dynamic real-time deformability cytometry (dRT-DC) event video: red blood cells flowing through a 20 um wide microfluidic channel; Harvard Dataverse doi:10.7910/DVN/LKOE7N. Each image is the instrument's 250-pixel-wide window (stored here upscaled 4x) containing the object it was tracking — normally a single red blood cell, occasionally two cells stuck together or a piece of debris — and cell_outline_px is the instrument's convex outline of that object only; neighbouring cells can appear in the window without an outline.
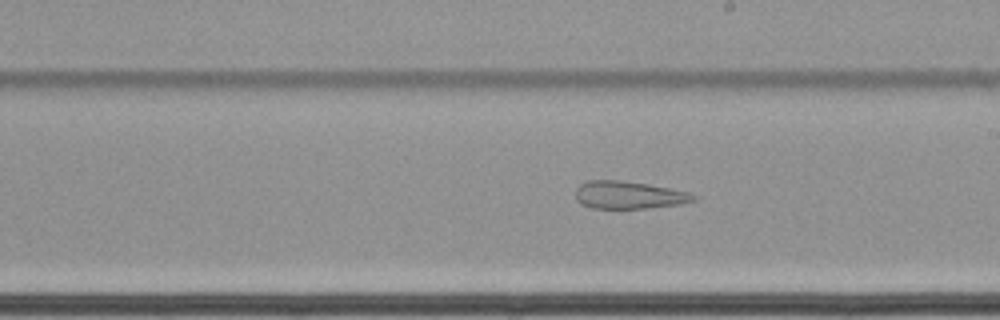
{"species": "common noctule bat (a hibernating species)", "species_latin": "Nyctalus noctula", "temperature_condition": "cold", "stored_images_in_passage": 65, "segment_of_instrument_passage": [2, 2], "camera_frame_rate_fps": 3000, "um_per_image_px": 0.085, "animal": {"sex": "female", "body_mass_g": 22.7, "forearm_length_mm": 54.2}, "frame": {"image": 1, "passage_image": 40, "time_ms": 13.0, "image_size_px": [1000, 320], "cell_outline_px": [[696, 200], [680, 204], [652, 208], [592, 208], [580, 204], [576, 200], [576, 188], [580, 184], [588, 180], [620, 180], [648, 184], [688, 192], [696, 196]], "centroid_in_image_um": [53.42, 16.58], "position_along_channel_um": 235.6, "area_um2": 19.02}}
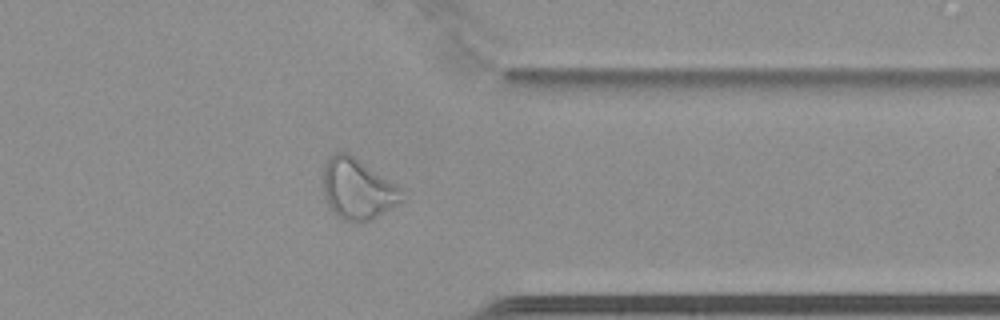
{"frame": {"image": 2, "passage_image": 53, "time_ms": 17.333, "image_size_px": [1000, 320], "cell_outline_px": [[408, 196], [404, 200], [392, 208], [360, 224], [356, 224], [344, 220], [336, 216], [328, 208], [324, 196], [324, 164], [336, 152], [348, 152], [404, 188]], "centroid_in_image_um": [30.45, 16.09], "position_along_channel_um": 380.9, "area_um2": 28.55}}
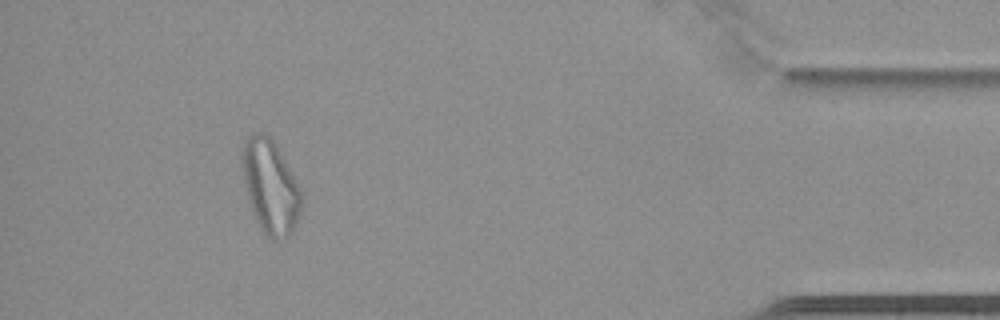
{"frame": {"image": 3, "passage_image": 60, "time_ms": 19.667, "image_size_px": [1000, 320], "cell_outline_px": [[300, 216], [292, 232], [284, 240], [272, 240], [260, 228], [256, 220], [248, 196], [244, 176], [244, 144], [248, 136], [252, 132], [260, 132], [268, 136], [276, 144], [300, 188]], "centroid_in_image_um": [23.01, 15.91], "position_along_channel_um": 412.2, "area_um2": 31.39}}